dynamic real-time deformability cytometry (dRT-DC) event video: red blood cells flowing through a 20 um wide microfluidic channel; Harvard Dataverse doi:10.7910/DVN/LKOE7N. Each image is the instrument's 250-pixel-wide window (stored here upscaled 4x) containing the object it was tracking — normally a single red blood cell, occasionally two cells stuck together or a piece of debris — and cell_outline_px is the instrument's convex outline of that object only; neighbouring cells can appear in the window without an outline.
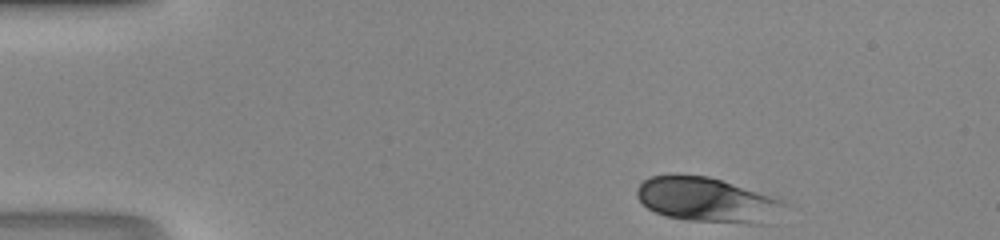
{"species": "human", "species_latin": "Homo sapiens", "temperature_condition": "room temperature", "stored_images_in_passage": 41, "camera_frame_rate_fps": 3000, "um_per_image_px": 0.085, "donor": {"sex": "male"}, "frame": {"image": 1, "passage_image": 1, "time_ms": 0.0, "image_size_px": [1000, 240], "cell_outline_px": [[788, 204], [772, 224], [748, 224], [688, 220], [664, 216], [648, 208], [636, 196], [636, 188], [648, 176], [676, 172], [708, 176], [780, 200]], "centroid_in_image_um": [60.08, 16.99], "position_along_channel_um": 24.9, "area_um2": 38.96}}
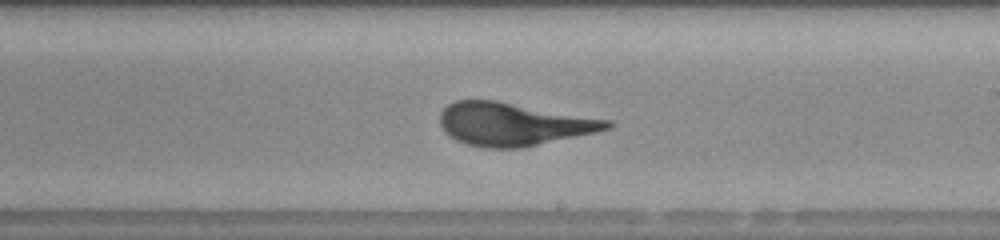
{"frame": {"image": 2, "passage_image": 22, "time_ms": 7.0, "image_size_px": [1000, 240], "cell_outline_px": [[616, 124], [612, 128], [596, 132], [524, 148], [484, 148], [468, 144], [456, 140], [448, 136], [444, 132], [440, 124], [440, 112], [448, 104], [456, 100], [496, 100], [612, 120]], "centroid_in_image_um": [43.66, 10.55], "position_along_channel_um": 245.3, "area_um2": 42.25}}
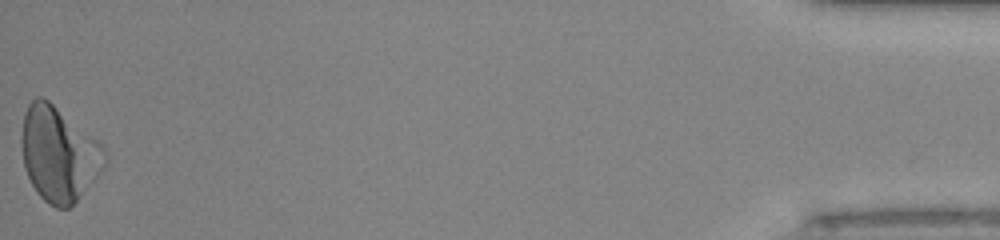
{"frame": {"image": 3, "passage_image": 41, "time_ms": 13.333, "image_size_px": [1000, 240], "cell_outline_px": [[108, 160], [104, 168], [76, 200], [68, 208], [56, 208], [48, 204], [36, 192], [24, 168], [20, 140], [24, 112], [28, 104], [36, 96], [40, 96], [48, 100], [96, 140], [104, 148], [108, 156]], "centroid_in_image_um": [4.96, 13.09], "position_along_channel_um": 430.2, "area_um2": 45.6}}